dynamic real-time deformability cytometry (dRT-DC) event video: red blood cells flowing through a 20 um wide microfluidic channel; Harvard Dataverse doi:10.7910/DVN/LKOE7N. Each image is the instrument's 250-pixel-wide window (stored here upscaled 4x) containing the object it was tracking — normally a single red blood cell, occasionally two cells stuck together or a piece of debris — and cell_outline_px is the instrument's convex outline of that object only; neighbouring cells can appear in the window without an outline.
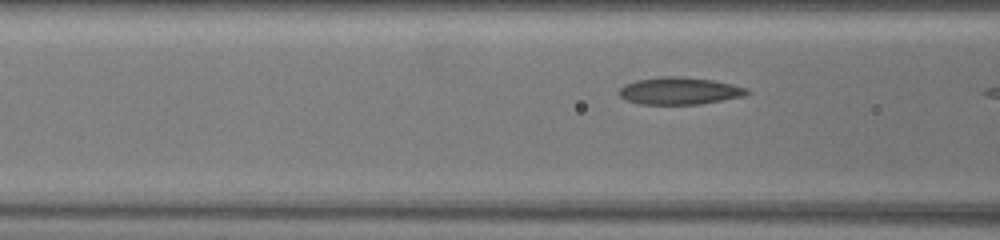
{"species": "common noctule bat (a hibernating species)", "species_latin": "Nyctalus noctula", "temperature_condition": "warm", "stored_images_in_passage": 9, "camera_frame_rate_fps": 3000, "um_per_image_px": 0.085, "animal": {"sex": "female", "body_mass_g": 19.5, "forearm_length_mm": 54.1}, "frame": {"image": 1, "passage_image": 7, "time_ms": 2.0, "image_size_px": [1000, 240], "cell_outline_px": [[752, 92], [744, 96], [700, 104], [640, 104], [628, 100], [620, 96], [616, 92], [624, 84], [636, 80], [660, 76], [680, 76], [712, 80], [732, 84], [748, 88]], "centroid_in_image_um": [57.75, 7.72], "position_along_channel_um": 108.8, "area_um2": 20.4}}